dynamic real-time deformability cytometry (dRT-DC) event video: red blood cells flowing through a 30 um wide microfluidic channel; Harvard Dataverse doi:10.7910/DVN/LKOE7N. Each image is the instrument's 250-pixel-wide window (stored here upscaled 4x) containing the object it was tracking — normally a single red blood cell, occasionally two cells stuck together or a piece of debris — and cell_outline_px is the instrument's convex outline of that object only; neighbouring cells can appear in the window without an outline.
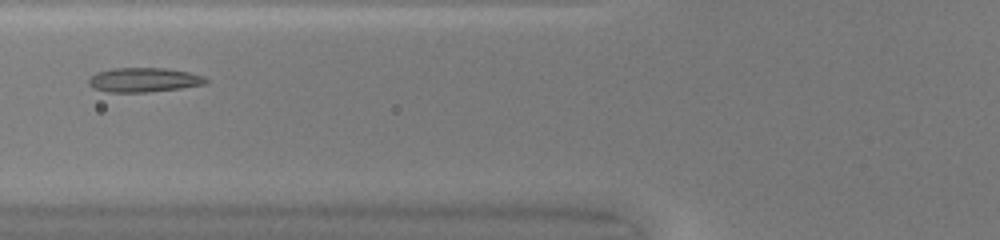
{"species": "common noctule bat (a hibernating species)", "species_latin": "Nyctalus noctula", "temperature_condition": "warm", "stored_images_in_passage": 37, "camera_frame_rate_fps": 3000, "um_per_image_px": 0.085, "animal": {"sex": "female", "body_mass_g": 20.0, "forearm_length_mm": 54.0}, "frame": {"image": 1, "passage_image": 8, "time_ms": 2.333, "image_size_px": [1000, 240], "cell_outline_px": [[208, 80], [204, 84], [180, 88], [148, 92], [108, 92], [92, 88], [88, 84], [88, 76], [96, 72], [112, 68], [168, 68], [188, 72], [204, 76]], "centroid_in_image_um": [12.16, 6.78], "position_along_channel_um": 113.6, "area_um2": 16.76}}
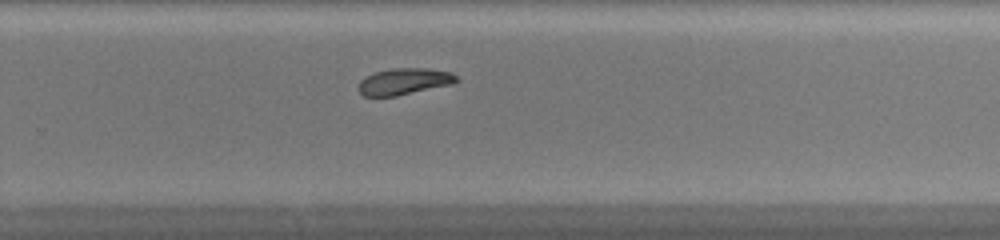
{"frame": {"image": 2, "passage_image": 21, "time_ms": 6.667, "image_size_px": [1000, 240], "cell_outline_px": [[460, 80], [452, 84], [396, 96], [364, 96], [360, 92], [360, 80], [364, 76], [376, 72], [392, 68], [428, 68], [448, 72], [456, 76]], "centroid_in_image_um": [34.35, 6.92], "position_along_channel_um": 295.4, "area_um2": 14.97}}
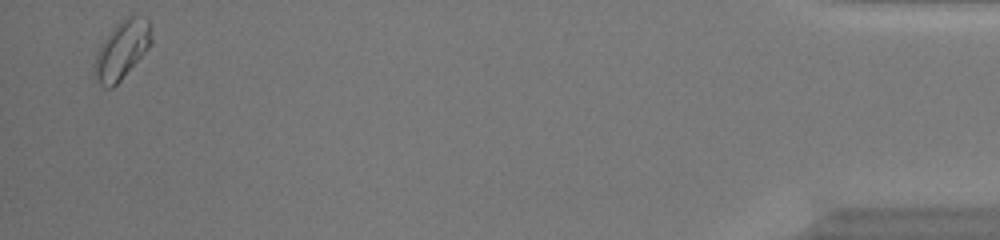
{"frame": {"image": 3, "passage_image": 36, "time_ms": 11.667, "image_size_px": [1000, 240], "cell_outline_px": [[152, 40], [148, 48], [120, 80], [112, 88], [108, 88], [100, 84], [96, 80], [92, 72], [92, 64], [96, 52], [100, 44], [112, 28], [120, 20], [128, 16], [148, 16], [152, 24]], "centroid_in_image_um": [10.34, 4.2], "position_along_channel_um": 424.9, "area_um2": 19.65}}